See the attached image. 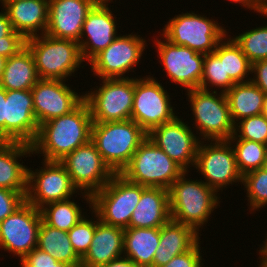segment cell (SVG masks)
<instances>
[{
	"mask_svg": "<svg viewBox=\"0 0 267 267\" xmlns=\"http://www.w3.org/2000/svg\"><path fill=\"white\" fill-rule=\"evenodd\" d=\"M160 228L124 229V254L139 267H153L155 251L159 246Z\"/></svg>",
	"mask_w": 267,
	"mask_h": 267,
	"instance_id": "cell-27",
	"label": "cell"
},
{
	"mask_svg": "<svg viewBox=\"0 0 267 267\" xmlns=\"http://www.w3.org/2000/svg\"><path fill=\"white\" fill-rule=\"evenodd\" d=\"M5 101L6 90L0 86V141H5Z\"/></svg>",
	"mask_w": 267,
	"mask_h": 267,
	"instance_id": "cell-44",
	"label": "cell"
},
{
	"mask_svg": "<svg viewBox=\"0 0 267 267\" xmlns=\"http://www.w3.org/2000/svg\"><path fill=\"white\" fill-rule=\"evenodd\" d=\"M184 172L181 166L147 137L120 174L144 187L169 189Z\"/></svg>",
	"mask_w": 267,
	"mask_h": 267,
	"instance_id": "cell-7",
	"label": "cell"
},
{
	"mask_svg": "<svg viewBox=\"0 0 267 267\" xmlns=\"http://www.w3.org/2000/svg\"><path fill=\"white\" fill-rule=\"evenodd\" d=\"M200 240L187 252L174 256L167 264L161 267H204L201 256ZM202 262V263H201Z\"/></svg>",
	"mask_w": 267,
	"mask_h": 267,
	"instance_id": "cell-42",
	"label": "cell"
},
{
	"mask_svg": "<svg viewBox=\"0 0 267 267\" xmlns=\"http://www.w3.org/2000/svg\"><path fill=\"white\" fill-rule=\"evenodd\" d=\"M199 240V234L192 227L170 219L160 227V241L153 267L167 264L174 256L189 251Z\"/></svg>",
	"mask_w": 267,
	"mask_h": 267,
	"instance_id": "cell-26",
	"label": "cell"
},
{
	"mask_svg": "<svg viewBox=\"0 0 267 267\" xmlns=\"http://www.w3.org/2000/svg\"><path fill=\"white\" fill-rule=\"evenodd\" d=\"M251 73L254 77L250 81L267 94V59L254 62Z\"/></svg>",
	"mask_w": 267,
	"mask_h": 267,
	"instance_id": "cell-43",
	"label": "cell"
},
{
	"mask_svg": "<svg viewBox=\"0 0 267 267\" xmlns=\"http://www.w3.org/2000/svg\"><path fill=\"white\" fill-rule=\"evenodd\" d=\"M74 201L69 198L44 205L40 208L42 220L51 227L69 231L85 215L80 205Z\"/></svg>",
	"mask_w": 267,
	"mask_h": 267,
	"instance_id": "cell-32",
	"label": "cell"
},
{
	"mask_svg": "<svg viewBox=\"0 0 267 267\" xmlns=\"http://www.w3.org/2000/svg\"><path fill=\"white\" fill-rule=\"evenodd\" d=\"M26 192L0 188V222L16 211L25 202Z\"/></svg>",
	"mask_w": 267,
	"mask_h": 267,
	"instance_id": "cell-40",
	"label": "cell"
},
{
	"mask_svg": "<svg viewBox=\"0 0 267 267\" xmlns=\"http://www.w3.org/2000/svg\"><path fill=\"white\" fill-rule=\"evenodd\" d=\"M96 217V228L90 248L81 259V267H100L124 254V229L101 222Z\"/></svg>",
	"mask_w": 267,
	"mask_h": 267,
	"instance_id": "cell-23",
	"label": "cell"
},
{
	"mask_svg": "<svg viewBox=\"0 0 267 267\" xmlns=\"http://www.w3.org/2000/svg\"><path fill=\"white\" fill-rule=\"evenodd\" d=\"M41 222L40 209L25 201L0 222V249L11 252L22 260L37 248Z\"/></svg>",
	"mask_w": 267,
	"mask_h": 267,
	"instance_id": "cell-14",
	"label": "cell"
},
{
	"mask_svg": "<svg viewBox=\"0 0 267 267\" xmlns=\"http://www.w3.org/2000/svg\"><path fill=\"white\" fill-rule=\"evenodd\" d=\"M7 58H5L4 56L0 55V80L4 71V67L6 64Z\"/></svg>",
	"mask_w": 267,
	"mask_h": 267,
	"instance_id": "cell-49",
	"label": "cell"
},
{
	"mask_svg": "<svg viewBox=\"0 0 267 267\" xmlns=\"http://www.w3.org/2000/svg\"><path fill=\"white\" fill-rule=\"evenodd\" d=\"M102 84L84 93L93 122H115L131 119L134 78L101 79ZM92 90V91H91Z\"/></svg>",
	"mask_w": 267,
	"mask_h": 267,
	"instance_id": "cell-10",
	"label": "cell"
},
{
	"mask_svg": "<svg viewBox=\"0 0 267 267\" xmlns=\"http://www.w3.org/2000/svg\"><path fill=\"white\" fill-rule=\"evenodd\" d=\"M175 16L163 27L162 38L198 53H212L228 34L226 27L205 15L187 11Z\"/></svg>",
	"mask_w": 267,
	"mask_h": 267,
	"instance_id": "cell-8",
	"label": "cell"
},
{
	"mask_svg": "<svg viewBox=\"0 0 267 267\" xmlns=\"http://www.w3.org/2000/svg\"><path fill=\"white\" fill-rule=\"evenodd\" d=\"M78 191L93 195L100 191L115 174L104 162L90 140L60 161Z\"/></svg>",
	"mask_w": 267,
	"mask_h": 267,
	"instance_id": "cell-15",
	"label": "cell"
},
{
	"mask_svg": "<svg viewBox=\"0 0 267 267\" xmlns=\"http://www.w3.org/2000/svg\"><path fill=\"white\" fill-rule=\"evenodd\" d=\"M262 15L267 17V13ZM232 38L252 64L267 59V24L243 31Z\"/></svg>",
	"mask_w": 267,
	"mask_h": 267,
	"instance_id": "cell-34",
	"label": "cell"
},
{
	"mask_svg": "<svg viewBox=\"0 0 267 267\" xmlns=\"http://www.w3.org/2000/svg\"><path fill=\"white\" fill-rule=\"evenodd\" d=\"M188 102L201 141H228L235 132L225 93L199 88L188 90ZM199 132V133H198Z\"/></svg>",
	"mask_w": 267,
	"mask_h": 267,
	"instance_id": "cell-5",
	"label": "cell"
},
{
	"mask_svg": "<svg viewBox=\"0 0 267 267\" xmlns=\"http://www.w3.org/2000/svg\"><path fill=\"white\" fill-rule=\"evenodd\" d=\"M2 7L13 30L25 39L46 33L49 22V0H19L6 3Z\"/></svg>",
	"mask_w": 267,
	"mask_h": 267,
	"instance_id": "cell-22",
	"label": "cell"
},
{
	"mask_svg": "<svg viewBox=\"0 0 267 267\" xmlns=\"http://www.w3.org/2000/svg\"><path fill=\"white\" fill-rule=\"evenodd\" d=\"M188 172L185 171L168 189L170 216L173 221L188 225L200 234V228L206 226L221 198L220 193L201 179L186 178Z\"/></svg>",
	"mask_w": 267,
	"mask_h": 267,
	"instance_id": "cell-2",
	"label": "cell"
},
{
	"mask_svg": "<svg viewBox=\"0 0 267 267\" xmlns=\"http://www.w3.org/2000/svg\"><path fill=\"white\" fill-rule=\"evenodd\" d=\"M267 235V234H266ZM267 237V236H265ZM264 244L260 246L259 250V257L260 258V264L262 266H267V238L265 241H262ZM261 256V257H260Z\"/></svg>",
	"mask_w": 267,
	"mask_h": 267,
	"instance_id": "cell-47",
	"label": "cell"
},
{
	"mask_svg": "<svg viewBox=\"0 0 267 267\" xmlns=\"http://www.w3.org/2000/svg\"><path fill=\"white\" fill-rule=\"evenodd\" d=\"M241 184L245 187L251 213L267 205V172L264 169L259 168L244 174Z\"/></svg>",
	"mask_w": 267,
	"mask_h": 267,
	"instance_id": "cell-36",
	"label": "cell"
},
{
	"mask_svg": "<svg viewBox=\"0 0 267 267\" xmlns=\"http://www.w3.org/2000/svg\"><path fill=\"white\" fill-rule=\"evenodd\" d=\"M234 84L230 77H225L224 59H218L213 53L205 54L199 89L209 91L215 86L218 89L214 91L226 93Z\"/></svg>",
	"mask_w": 267,
	"mask_h": 267,
	"instance_id": "cell-35",
	"label": "cell"
},
{
	"mask_svg": "<svg viewBox=\"0 0 267 267\" xmlns=\"http://www.w3.org/2000/svg\"><path fill=\"white\" fill-rule=\"evenodd\" d=\"M37 248L50 254L59 262H65L73 267H81V258L71 245L68 231L51 227L43 220L39 227Z\"/></svg>",
	"mask_w": 267,
	"mask_h": 267,
	"instance_id": "cell-30",
	"label": "cell"
},
{
	"mask_svg": "<svg viewBox=\"0 0 267 267\" xmlns=\"http://www.w3.org/2000/svg\"><path fill=\"white\" fill-rule=\"evenodd\" d=\"M261 114L267 117V94H265V97H264L263 109H262Z\"/></svg>",
	"mask_w": 267,
	"mask_h": 267,
	"instance_id": "cell-50",
	"label": "cell"
},
{
	"mask_svg": "<svg viewBox=\"0 0 267 267\" xmlns=\"http://www.w3.org/2000/svg\"><path fill=\"white\" fill-rule=\"evenodd\" d=\"M262 169H264L267 172V156H266V159L263 163Z\"/></svg>",
	"mask_w": 267,
	"mask_h": 267,
	"instance_id": "cell-53",
	"label": "cell"
},
{
	"mask_svg": "<svg viewBox=\"0 0 267 267\" xmlns=\"http://www.w3.org/2000/svg\"><path fill=\"white\" fill-rule=\"evenodd\" d=\"M32 146L23 142H0V188L26 192L27 170L22 157L32 156ZM18 158H21L18 160Z\"/></svg>",
	"mask_w": 267,
	"mask_h": 267,
	"instance_id": "cell-24",
	"label": "cell"
},
{
	"mask_svg": "<svg viewBox=\"0 0 267 267\" xmlns=\"http://www.w3.org/2000/svg\"><path fill=\"white\" fill-rule=\"evenodd\" d=\"M154 43L159 62L173 83L183 86L186 91L200 87L205 54L189 47L175 45L167 39L161 41V37L154 39Z\"/></svg>",
	"mask_w": 267,
	"mask_h": 267,
	"instance_id": "cell-16",
	"label": "cell"
},
{
	"mask_svg": "<svg viewBox=\"0 0 267 267\" xmlns=\"http://www.w3.org/2000/svg\"><path fill=\"white\" fill-rule=\"evenodd\" d=\"M228 141L234 149L237 167L242 176L250 171L262 168L267 156V145L239 139L235 134Z\"/></svg>",
	"mask_w": 267,
	"mask_h": 267,
	"instance_id": "cell-33",
	"label": "cell"
},
{
	"mask_svg": "<svg viewBox=\"0 0 267 267\" xmlns=\"http://www.w3.org/2000/svg\"><path fill=\"white\" fill-rule=\"evenodd\" d=\"M26 39L12 28L7 13L0 12V55L9 58L25 47Z\"/></svg>",
	"mask_w": 267,
	"mask_h": 267,
	"instance_id": "cell-38",
	"label": "cell"
},
{
	"mask_svg": "<svg viewBox=\"0 0 267 267\" xmlns=\"http://www.w3.org/2000/svg\"><path fill=\"white\" fill-rule=\"evenodd\" d=\"M40 79L68 81V77L84 64L79 43L47 34L26 39Z\"/></svg>",
	"mask_w": 267,
	"mask_h": 267,
	"instance_id": "cell-4",
	"label": "cell"
},
{
	"mask_svg": "<svg viewBox=\"0 0 267 267\" xmlns=\"http://www.w3.org/2000/svg\"><path fill=\"white\" fill-rule=\"evenodd\" d=\"M258 3L260 8V14L267 13V0H258Z\"/></svg>",
	"mask_w": 267,
	"mask_h": 267,
	"instance_id": "cell-48",
	"label": "cell"
},
{
	"mask_svg": "<svg viewBox=\"0 0 267 267\" xmlns=\"http://www.w3.org/2000/svg\"><path fill=\"white\" fill-rule=\"evenodd\" d=\"M116 18L104 4H96L88 13L79 39L82 58L87 64L117 38Z\"/></svg>",
	"mask_w": 267,
	"mask_h": 267,
	"instance_id": "cell-20",
	"label": "cell"
},
{
	"mask_svg": "<svg viewBox=\"0 0 267 267\" xmlns=\"http://www.w3.org/2000/svg\"><path fill=\"white\" fill-rule=\"evenodd\" d=\"M62 80L39 79L31 89L35 118L40 126L53 118L66 115L84 101Z\"/></svg>",
	"mask_w": 267,
	"mask_h": 267,
	"instance_id": "cell-18",
	"label": "cell"
},
{
	"mask_svg": "<svg viewBox=\"0 0 267 267\" xmlns=\"http://www.w3.org/2000/svg\"><path fill=\"white\" fill-rule=\"evenodd\" d=\"M40 169L28 168L25 201L40 209L44 205L73 197L83 196L91 209V195L81 192L72 183L65 166L59 161L43 160ZM32 169V170H31Z\"/></svg>",
	"mask_w": 267,
	"mask_h": 267,
	"instance_id": "cell-9",
	"label": "cell"
},
{
	"mask_svg": "<svg viewBox=\"0 0 267 267\" xmlns=\"http://www.w3.org/2000/svg\"><path fill=\"white\" fill-rule=\"evenodd\" d=\"M230 1L241 4V6H243L244 8L249 9V10H254V12L260 14L258 0H230Z\"/></svg>",
	"mask_w": 267,
	"mask_h": 267,
	"instance_id": "cell-46",
	"label": "cell"
},
{
	"mask_svg": "<svg viewBox=\"0 0 267 267\" xmlns=\"http://www.w3.org/2000/svg\"><path fill=\"white\" fill-rule=\"evenodd\" d=\"M148 138L185 171L194 167L201 140L183 118L177 115L172 121L153 128Z\"/></svg>",
	"mask_w": 267,
	"mask_h": 267,
	"instance_id": "cell-17",
	"label": "cell"
},
{
	"mask_svg": "<svg viewBox=\"0 0 267 267\" xmlns=\"http://www.w3.org/2000/svg\"><path fill=\"white\" fill-rule=\"evenodd\" d=\"M96 4H104L109 5L110 2H113V0H94Z\"/></svg>",
	"mask_w": 267,
	"mask_h": 267,
	"instance_id": "cell-51",
	"label": "cell"
},
{
	"mask_svg": "<svg viewBox=\"0 0 267 267\" xmlns=\"http://www.w3.org/2000/svg\"><path fill=\"white\" fill-rule=\"evenodd\" d=\"M15 1H19V0H0V2L2 3V6L6 3L15 2Z\"/></svg>",
	"mask_w": 267,
	"mask_h": 267,
	"instance_id": "cell-52",
	"label": "cell"
},
{
	"mask_svg": "<svg viewBox=\"0 0 267 267\" xmlns=\"http://www.w3.org/2000/svg\"><path fill=\"white\" fill-rule=\"evenodd\" d=\"M146 188L115 173L100 191L91 196V214H96L105 224L126 229Z\"/></svg>",
	"mask_w": 267,
	"mask_h": 267,
	"instance_id": "cell-6",
	"label": "cell"
},
{
	"mask_svg": "<svg viewBox=\"0 0 267 267\" xmlns=\"http://www.w3.org/2000/svg\"><path fill=\"white\" fill-rule=\"evenodd\" d=\"M96 228V220L84 216L68 231V237L75 253L82 259L88 252Z\"/></svg>",
	"mask_w": 267,
	"mask_h": 267,
	"instance_id": "cell-39",
	"label": "cell"
},
{
	"mask_svg": "<svg viewBox=\"0 0 267 267\" xmlns=\"http://www.w3.org/2000/svg\"><path fill=\"white\" fill-rule=\"evenodd\" d=\"M39 79L33 56L25 46L7 58L0 86L5 90H31Z\"/></svg>",
	"mask_w": 267,
	"mask_h": 267,
	"instance_id": "cell-28",
	"label": "cell"
},
{
	"mask_svg": "<svg viewBox=\"0 0 267 267\" xmlns=\"http://www.w3.org/2000/svg\"><path fill=\"white\" fill-rule=\"evenodd\" d=\"M234 134L239 139L267 145V117L260 114L241 119L235 124Z\"/></svg>",
	"mask_w": 267,
	"mask_h": 267,
	"instance_id": "cell-37",
	"label": "cell"
},
{
	"mask_svg": "<svg viewBox=\"0 0 267 267\" xmlns=\"http://www.w3.org/2000/svg\"><path fill=\"white\" fill-rule=\"evenodd\" d=\"M170 219L168 189L147 187L132 213L128 227L160 228Z\"/></svg>",
	"mask_w": 267,
	"mask_h": 267,
	"instance_id": "cell-25",
	"label": "cell"
},
{
	"mask_svg": "<svg viewBox=\"0 0 267 267\" xmlns=\"http://www.w3.org/2000/svg\"><path fill=\"white\" fill-rule=\"evenodd\" d=\"M100 267H139V266L130 259H128L127 257L122 256L113 261H110L107 264L101 265Z\"/></svg>",
	"mask_w": 267,
	"mask_h": 267,
	"instance_id": "cell-45",
	"label": "cell"
},
{
	"mask_svg": "<svg viewBox=\"0 0 267 267\" xmlns=\"http://www.w3.org/2000/svg\"><path fill=\"white\" fill-rule=\"evenodd\" d=\"M93 120L84 100L66 115L53 118L39 126L32 154H41L45 161H61L69 153L91 140ZM43 154V155H42Z\"/></svg>",
	"mask_w": 267,
	"mask_h": 267,
	"instance_id": "cell-1",
	"label": "cell"
},
{
	"mask_svg": "<svg viewBox=\"0 0 267 267\" xmlns=\"http://www.w3.org/2000/svg\"><path fill=\"white\" fill-rule=\"evenodd\" d=\"M95 5L94 0H49V22L45 34L79 43L85 18Z\"/></svg>",
	"mask_w": 267,
	"mask_h": 267,
	"instance_id": "cell-21",
	"label": "cell"
},
{
	"mask_svg": "<svg viewBox=\"0 0 267 267\" xmlns=\"http://www.w3.org/2000/svg\"><path fill=\"white\" fill-rule=\"evenodd\" d=\"M145 46L147 47L146 39L140 35L133 32L120 34L89 62L91 72L100 79L129 78L124 74L134 72L133 67L140 62Z\"/></svg>",
	"mask_w": 267,
	"mask_h": 267,
	"instance_id": "cell-13",
	"label": "cell"
},
{
	"mask_svg": "<svg viewBox=\"0 0 267 267\" xmlns=\"http://www.w3.org/2000/svg\"><path fill=\"white\" fill-rule=\"evenodd\" d=\"M225 95L234 124L262 113L265 93L251 81L235 83Z\"/></svg>",
	"mask_w": 267,
	"mask_h": 267,
	"instance_id": "cell-29",
	"label": "cell"
},
{
	"mask_svg": "<svg viewBox=\"0 0 267 267\" xmlns=\"http://www.w3.org/2000/svg\"><path fill=\"white\" fill-rule=\"evenodd\" d=\"M227 36L228 34L218 43L212 53L218 59H224L225 77H230L235 83L249 82L251 80L249 74H252V63L234 39Z\"/></svg>",
	"mask_w": 267,
	"mask_h": 267,
	"instance_id": "cell-31",
	"label": "cell"
},
{
	"mask_svg": "<svg viewBox=\"0 0 267 267\" xmlns=\"http://www.w3.org/2000/svg\"><path fill=\"white\" fill-rule=\"evenodd\" d=\"M200 141L194 168L203 182L217 193L234 183H242L234 149L229 141ZM227 186V187H226ZM224 187V188H223Z\"/></svg>",
	"mask_w": 267,
	"mask_h": 267,
	"instance_id": "cell-12",
	"label": "cell"
},
{
	"mask_svg": "<svg viewBox=\"0 0 267 267\" xmlns=\"http://www.w3.org/2000/svg\"><path fill=\"white\" fill-rule=\"evenodd\" d=\"M38 130L31 90H6L5 141L31 145Z\"/></svg>",
	"mask_w": 267,
	"mask_h": 267,
	"instance_id": "cell-19",
	"label": "cell"
},
{
	"mask_svg": "<svg viewBox=\"0 0 267 267\" xmlns=\"http://www.w3.org/2000/svg\"><path fill=\"white\" fill-rule=\"evenodd\" d=\"M154 75L134 78V98L131 120H134L147 134L155 127L172 121L175 107L167 89Z\"/></svg>",
	"mask_w": 267,
	"mask_h": 267,
	"instance_id": "cell-11",
	"label": "cell"
},
{
	"mask_svg": "<svg viewBox=\"0 0 267 267\" xmlns=\"http://www.w3.org/2000/svg\"><path fill=\"white\" fill-rule=\"evenodd\" d=\"M148 134L134 121L93 122L91 141L114 173H121Z\"/></svg>",
	"mask_w": 267,
	"mask_h": 267,
	"instance_id": "cell-3",
	"label": "cell"
},
{
	"mask_svg": "<svg viewBox=\"0 0 267 267\" xmlns=\"http://www.w3.org/2000/svg\"><path fill=\"white\" fill-rule=\"evenodd\" d=\"M20 261L21 267H73L65 262H59L50 254L34 248Z\"/></svg>",
	"mask_w": 267,
	"mask_h": 267,
	"instance_id": "cell-41",
	"label": "cell"
}]
</instances>
